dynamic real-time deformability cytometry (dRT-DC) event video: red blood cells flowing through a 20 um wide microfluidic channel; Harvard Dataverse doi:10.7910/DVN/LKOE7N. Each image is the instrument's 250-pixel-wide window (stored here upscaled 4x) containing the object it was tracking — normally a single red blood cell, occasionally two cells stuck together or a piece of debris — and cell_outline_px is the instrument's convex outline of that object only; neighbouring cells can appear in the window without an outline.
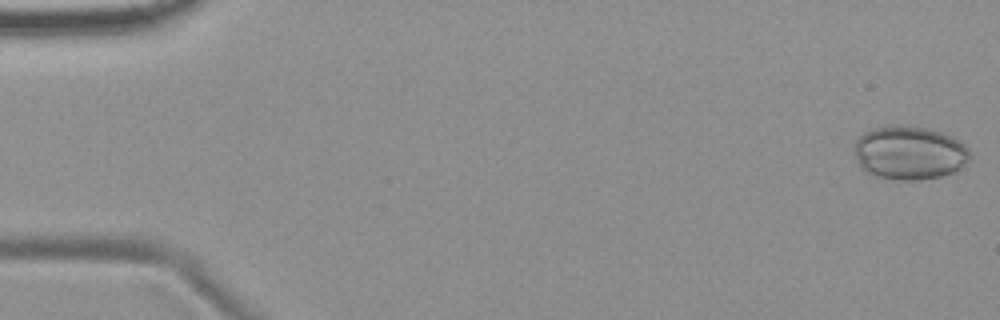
{"species": "common noctule bat (a hibernating species)", "species_latin": "Nyctalus noctula", "temperature_condition": "room temperature", "stored_images_in_passage": 6, "camera_frame_rate_fps": 3000, "um_per_image_px": 0.085, "animal": {"sex": "female", "body_mass_g": 19.9}, "frame": {"image": 1, "passage_image": 1, "time_ms": 0.0, "image_size_px": [1000, 320], "cell_outline_px": [[968, 160], [960, 168], [952, 172], [940, 176], [920, 180], [892, 180], [872, 176], [860, 168], [852, 152], [852, 148], [856, 140], [864, 132], [872, 128], [892, 124], [900, 124], [928, 128], [944, 132], [952, 136], [964, 144], [968, 148]], "centroid_in_image_um": [77.22, 12.98], "position_along_channel_um": 7.8, "area_um2": 36.88}}
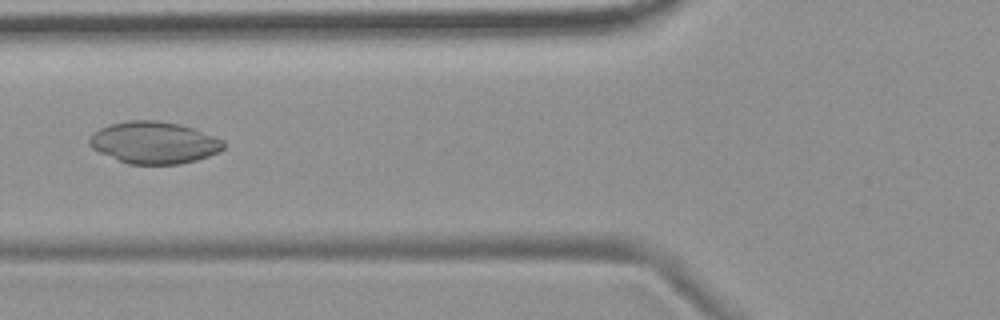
{"frame": {"image": 2, "passage_image": 6, "time_ms": 6.667, "image_size_px": [1000, 320], "cell_outline_px": [[224, 148], [220, 152], [196, 160], [180, 164], [128, 164], [100, 152], [92, 148], [88, 144], [88, 140], [92, 132], [108, 124], [128, 120], [156, 120], [180, 124], [192, 128], [224, 140]], "centroid_in_image_um": [13.07, 12.11], "position_along_channel_um": 112.7, "area_um2": 32.89}}